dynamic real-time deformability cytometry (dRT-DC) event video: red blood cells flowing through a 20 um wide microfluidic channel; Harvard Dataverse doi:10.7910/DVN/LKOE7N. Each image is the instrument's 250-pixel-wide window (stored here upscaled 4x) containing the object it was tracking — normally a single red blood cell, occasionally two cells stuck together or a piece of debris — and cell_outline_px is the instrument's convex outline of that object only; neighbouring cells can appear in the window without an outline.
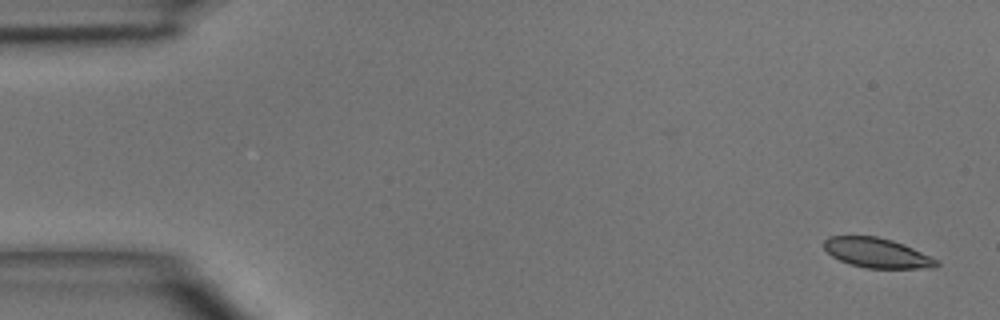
{"species": "common noctule bat (a hibernating species)", "species_latin": "Nyctalus noctula", "temperature_condition": "room temperature", "stored_images_in_passage": 4, "camera_frame_rate_fps": 3000, "um_per_image_px": 0.085, "animal": {"sex": "male", "body_mass_g": 15.6}, "frame": {"image": 1, "passage_image": 1, "time_ms": 0.0, "image_size_px": [1000, 320], "cell_outline_px": [[940, 264], [936, 268], [864, 268], [848, 264], [832, 256], [824, 248], [824, 240], [828, 236], [876, 236], [892, 240], [904, 244], [936, 260]], "centroid_in_image_um": [74.51, 21.5], "position_along_channel_um": 10.5, "area_um2": 19.42}}